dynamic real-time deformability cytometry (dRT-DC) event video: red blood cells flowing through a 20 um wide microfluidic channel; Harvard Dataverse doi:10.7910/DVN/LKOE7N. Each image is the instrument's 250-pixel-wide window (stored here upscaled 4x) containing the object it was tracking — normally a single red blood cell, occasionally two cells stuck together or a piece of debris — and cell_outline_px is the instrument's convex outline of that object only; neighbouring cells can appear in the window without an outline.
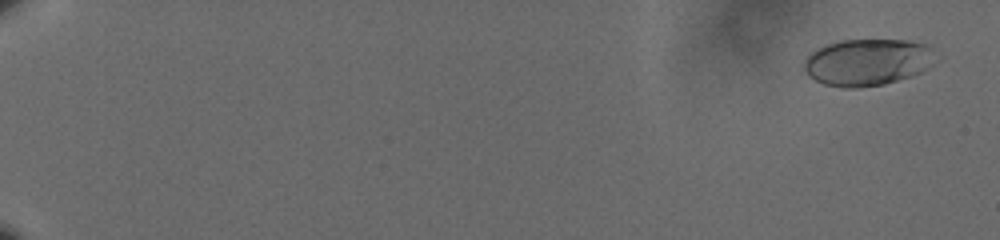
{"species": "human", "species_latin": "Homo sapiens", "temperature_condition": "cold", "stored_images_in_passage": 61, "camera_frame_rate_fps": 3000, "um_per_image_px": 0.085, "donor": {"sex": "male"}, "frame": {"image": 1, "passage_image": 3, "time_ms": 0.667, "image_size_px": [1000, 240], "cell_outline_px": [[932, 48], [924, 68], [920, 72], [912, 76], [884, 84], [856, 88], [844, 88], [824, 84], [808, 76], [804, 72], [804, 60], [812, 52], [828, 44], [840, 40], [908, 40], [928, 44]], "centroid_in_image_um": [73.63, 5.29], "position_along_channel_um": 11.4, "area_um2": 35.2}}
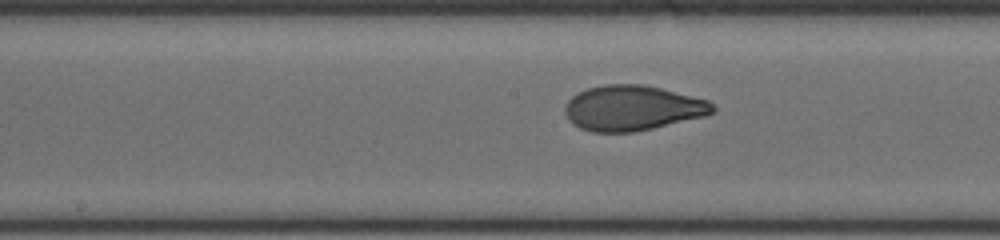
{"frame": {"image": 2, "passage_image": 36, "time_ms": 11.667, "image_size_px": [1000, 240], "cell_outline_px": [[716, 112], [704, 116], [636, 132], [592, 132], [580, 128], [572, 124], [564, 112], [564, 104], [572, 96], [588, 88], [604, 84], [644, 84], [708, 100], [716, 108]], "centroid_in_image_um": [53.74, 9.18], "position_along_channel_um": 194.5, "area_um2": 38.96}}
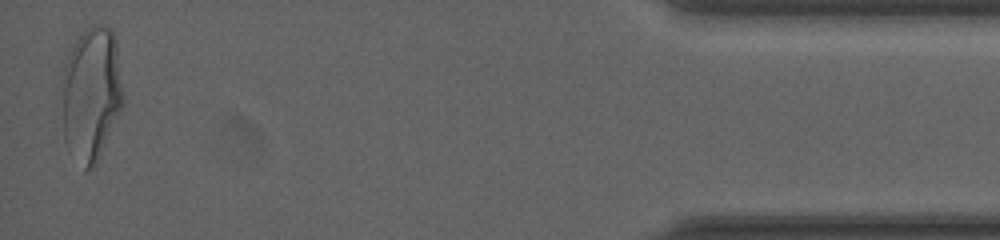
{"frame": {"image": 3, "passage_image": 61, "time_ms": 20.0, "image_size_px": [1000, 240], "cell_outline_px": [[124, 104], [96, 168], [84, 172], [64, 140], [64, 64], [68, 52], [84, 28], [92, 24], [100, 24], [112, 28], [116, 40], [124, 96]], "centroid_in_image_um": [7.81, 7.99], "position_along_channel_um": 427.4, "area_um2": 48.44}, "authors_computed_cell_mechanics": {"area_um2": 37.7434, "velocity_mm_per_s": 3.5995, "shape_relaxation_time_tau1_ms": 4.6394, "shape_relaxation_time_tau2_ms": 0.8319, "deformation_change_tau1": 0.1904, "deformation_change_tau2": 0.0568}}